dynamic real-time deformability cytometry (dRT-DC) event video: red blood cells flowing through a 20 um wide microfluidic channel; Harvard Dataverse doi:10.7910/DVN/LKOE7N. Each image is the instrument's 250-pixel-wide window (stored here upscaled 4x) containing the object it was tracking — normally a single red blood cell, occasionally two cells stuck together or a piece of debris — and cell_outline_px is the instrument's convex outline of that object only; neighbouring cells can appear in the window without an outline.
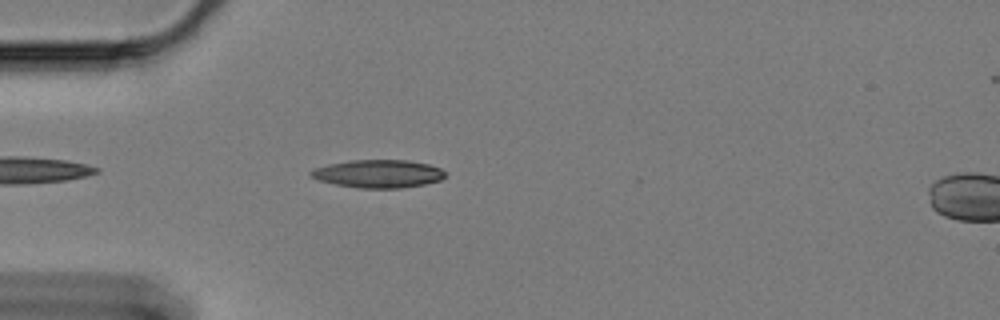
{"species": "Egyptian fruit bat (a non-hibernating species)", "species_latin": "Rousettus aegyptiacus", "temperature_condition": "cold", "stored_images_in_passage": 23, "camera_frame_rate_fps": 3000, "um_per_image_px": 0.085, "animal": {"sex": "female"}, "frame": {"image": 1, "passage_image": 4, "time_ms": 1.0, "image_size_px": [1000, 320], "cell_outline_px": [[444, 176], [440, 180], [424, 184], [400, 188], [356, 188], [336, 184], [320, 180], [308, 176], [308, 172], [316, 168], [328, 164], [352, 160], [408, 160], [428, 164], [440, 168], [444, 172]], "centroid_in_image_um": [32.12, 14.77], "position_along_channel_um": 52.9, "area_um2": 21.79}}
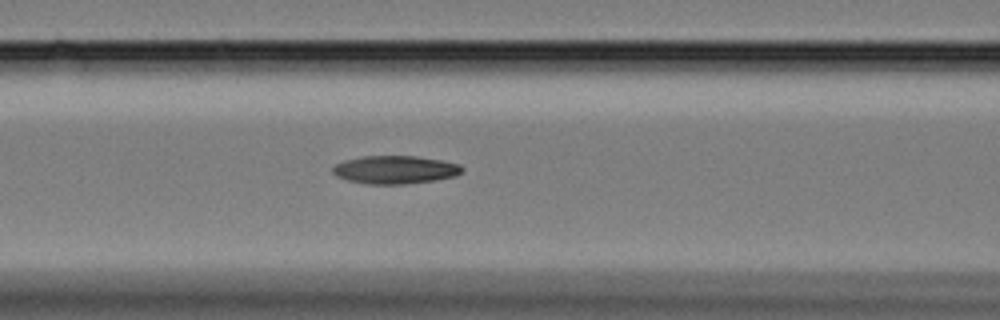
{"frame": {"image": 2, "passage_image": 12, "time_ms": 3.667, "image_size_px": [1000, 320], "cell_outline_px": [[464, 168], [456, 176], [432, 180], [404, 184], [368, 184], [348, 180], [336, 176], [332, 172], [332, 168], [336, 164], [344, 160], [364, 156], [416, 156], [440, 160], [460, 164]], "centroid_in_image_um": [33.56, 14.42], "position_along_channel_um": 133.0, "area_um2": 21.04}}
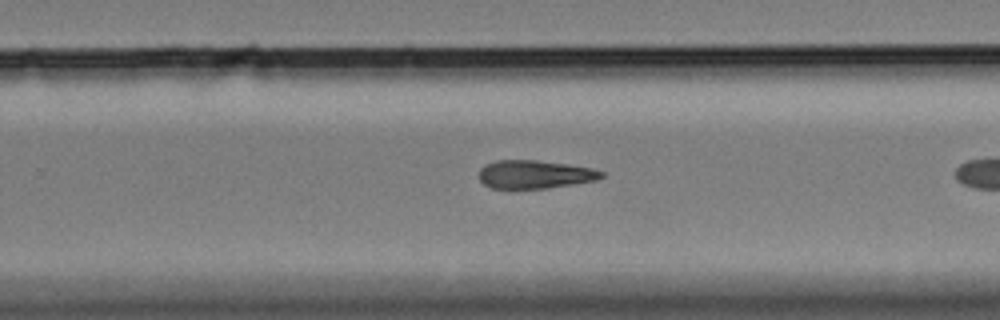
{"frame": {"image": 3, "passage_image": 22, "time_ms": 7.0, "image_size_px": [1000, 320], "cell_outline_px": [[604, 176], [596, 180], [548, 188], [492, 188], [484, 184], [480, 180], [480, 168], [484, 164], [496, 160], [536, 160], [568, 164], [592, 168], [604, 172]], "centroid_in_image_um": [45.45, 14.81], "position_along_channel_um": 284.3, "area_um2": 20.11}}